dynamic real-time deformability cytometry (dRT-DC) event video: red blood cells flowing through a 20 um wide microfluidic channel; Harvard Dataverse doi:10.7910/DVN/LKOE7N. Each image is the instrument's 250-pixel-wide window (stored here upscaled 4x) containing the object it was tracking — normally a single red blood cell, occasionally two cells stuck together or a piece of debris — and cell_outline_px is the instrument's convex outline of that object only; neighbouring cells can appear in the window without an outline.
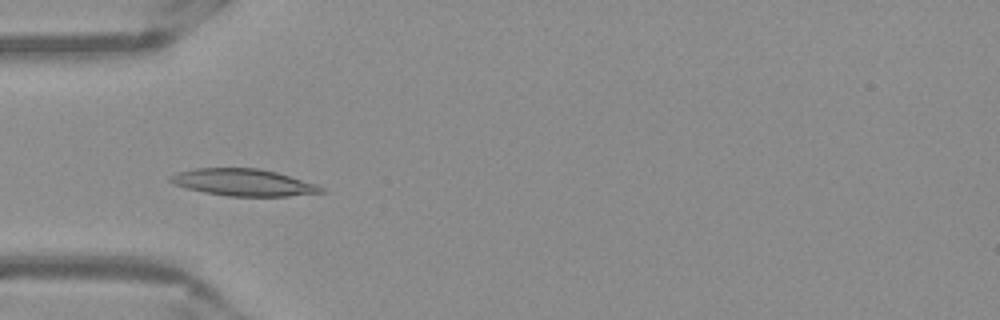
{"species": "Egyptian fruit bat (a non-hibernating species)", "species_latin": "Rousettus aegyptiacus", "temperature_condition": "warm", "stored_images_in_passage": 52, "camera_frame_rate_fps": 3000, "um_per_image_px": 0.085, "frame": {"image": 1, "passage_image": 16, "time_ms": 5.0, "image_size_px": [1000, 320], "cell_outline_px": [[324, 192], [288, 196], [224, 196], [204, 192], [188, 188], [176, 184], [168, 180], [168, 176], [180, 172], [196, 168], [260, 168], [276, 172], [316, 184], [324, 188]], "centroid_in_image_um": [20.69, 15.51], "position_along_channel_um": 64.3, "area_um2": 23.47}}
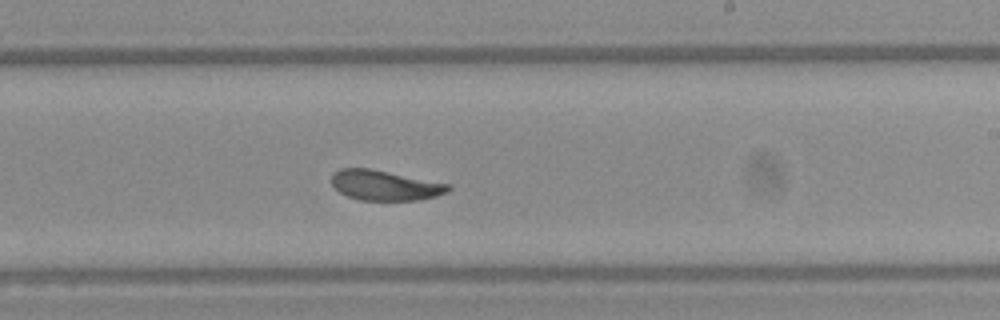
{"frame": {"image": 2, "passage_image": 31, "time_ms": 10.0, "image_size_px": [1000, 320], "cell_outline_px": [[452, 188], [448, 192], [436, 196], [420, 200], [360, 200], [348, 196], [340, 192], [332, 184], [332, 172], [340, 168], [368, 168], [452, 184]], "centroid_in_image_um": [32.75, 15.75], "position_along_channel_um": 256.3, "area_um2": 20.52}}
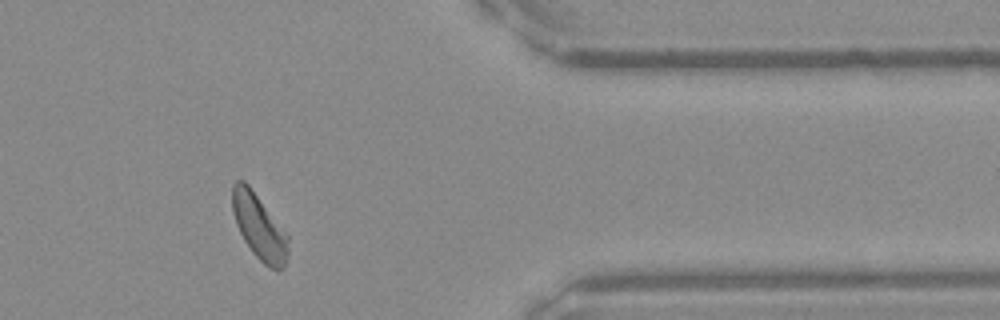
{"frame": {"image": 3, "passage_image": 43, "time_ms": 14.0, "image_size_px": [1000, 320], "cell_outline_px": [[288, 256], [284, 268], [268, 268], [252, 252], [244, 240], [236, 224], [232, 212], [232, 184], [236, 180], [244, 180], [248, 184], [288, 236]], "centroid_in_image_um": [22.0, 19.28], "position_along_channel_um": 389.4, "area_um2": 20.92}, "authors_computed_cell_mechanics": {"area_um2": 21.5883, "velocity_mm_per_s": 3.8498, "shape_relaxation_time_tau1_ms": 4.5091, "shape_relaxation_time_tau2_ms": 3.7944, "deformation_change_tau1": 0.1326, "deformation_change_tau2": 0.0894}}